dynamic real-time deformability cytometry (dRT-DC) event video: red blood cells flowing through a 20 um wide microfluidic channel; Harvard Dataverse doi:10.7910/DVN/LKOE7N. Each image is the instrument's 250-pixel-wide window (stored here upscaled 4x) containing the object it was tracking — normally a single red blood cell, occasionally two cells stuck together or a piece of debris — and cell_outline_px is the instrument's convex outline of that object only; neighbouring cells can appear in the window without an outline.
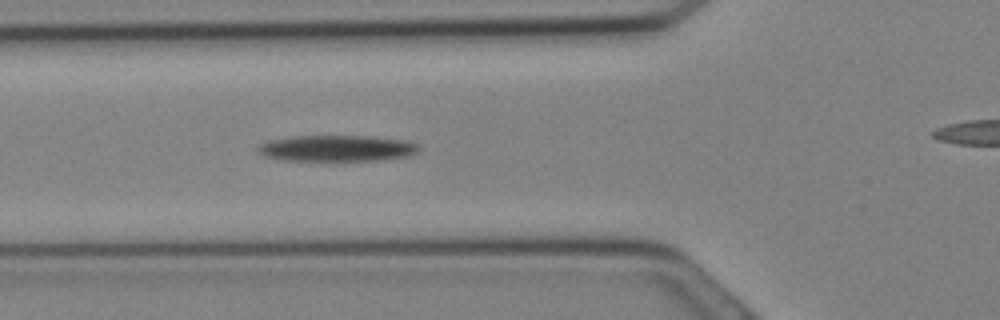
{"species": "Egyptian fruit bat (a non-hibernating species)", "species_latin": "Rousettus aegyptiacus", "temperature_condition": "cold", "stored_images_in_passage": 3, "camera_frame_rate_fps": 3000, "um_per_image_px": 0.085, "animal": {"sex": "female"}, "frame": {"image": 1, "passage_image": 3, "time_ms": 0.667, "image_size_px": [1000, 320], "cell_outline_px": [[420, 148], [416, 152], [408, 156], [384, 160], [284, 160], [264, 156], [256, 152], [256, 144], [268, 140], [292, 136], [372, 136], [408, 140], [416, 144]], "centroid_in_image_um": [28.59, 12.59], "position_along_channel_um": 97.2, "area_um2": 24.8}}